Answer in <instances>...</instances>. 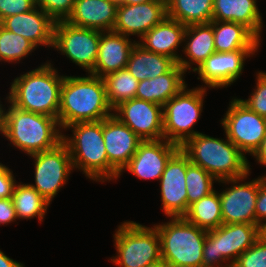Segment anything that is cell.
<instances>
[{"mask_svg": "<svg viewBox=\"0 0 266 267\" xmlns=\"http://www.w3.org/2000/svg\"><path fill=\"white\" fill-rule=\"evenodd\" d=\"M66 76L60 90L58 122L64 129L78 122L101 121L113 115L102 77Z\"/></svg>", "mask_w": 266, "mask_h": 267, "instance_id": "6da1fadb", "label": "cell"}, {"mask_svg": "<svg viewBox=\"0 0 266 267\" xmlns=\"http://www.w3.org/2000/svg\"><path fill=\"white\" fill-rule=\"evenodd\" d=\"M63 79L51 62L42 63L16 77L6 99L21 110L58 119Z\"/></svg>", "mask_w": 266, "mask_h": 267, "instance_id": "7a4b0ae2", "label": "cell"}, {"mask_svg": "<svg viewBox=\"0 0 266 267\" xmlns=\"http://www.w3.org/2000/svg\"><path fill=\"white\" fill-rule=\"evenodd\" d=\"M4 107L2 135L16 149L32 155L56 147L62 142L63 131L58 119L13 106Z\"/></svg>", "mask_w": 266, "mask_h": 267, "instance_id": "3957f363", "label": "cell"}, {"mask_svg": "<svg viewBox=\"0 0 266 267\" xmlns=\"http://www.w3.org/2000/svg\"><path fill=\"white\" fill-rule=\"evenodd\" d=\"M71 136L63 133L74 170L82 171L92 181L105 182L118 179V172L109 164L102 134V120L78 122L67 126Z\"/></svg>", "mask_w": 266, "mask_h": 267, "instance_id": "277c9868", "label": "cell"}, {"mask_svg": "<svg viewBox=\"0 0 266 267\" xmlns=\"http://www.w3.org/2000/svg\"><path fill=\"white\" fill-rule=\"evenodd\" d=\"M180 149L189 161L200 166L217 181L245 176L251 170L247 157L227 138L198 133Z\"/></svg>", "mask_w": 266, "mask_h": 267, "instance_id": "5b68a950", "label": "cell"}, {"mask_svg": "<svg viewBox=\"0 0 266 267\" xmlns=\"http://www.w3.org/2000/svg\"><path fill=\"white\" fill-rule=\"evenodd\" d=\"M160 237L161 259L172 267H202L206 230L184 217L153 225Z\"/></svg>", "mask_w": 266, "mask_h": 267, "instance_id": "8992f818", "label": "cell"}, {"mask_svg": "<svg viewBox=\"0 0 266 267\" xmlns=\"http://www.w3.org/2000/svg\"><path fill=\"white\" fill-rule=\"evenodd\" d=\"M113 236L117 254L109 260L118 267H147L161 259L160 237L154 226L126 220Z\"/></svg>", "mask_w": 266, "mask_h": 267, "instance_id": "52a82bcc", "label": "cell"}, {"mask_svg": "<svg viewBox=\"0 0 266 267\" xmlns=\"http://www.w3.org/2000/svg\"><path fill=\"white\" fill-rule=\"evenodd\" d=\"M259 238L260 226L256 224H222L208 231L204 241L202 267H232L237 257Z\"/></svg>", "mask_w": 266, "mask_h": 267, "instance_id": "ba28073f", "label": "cell"}, {"mask_svg": "<svg viewBox=\"0 0 266 267\" xmlns=\"http://www.w3.org/2000/svg\"><path fill=\"white\" fill-rule=\"evenodd\" d=\"M186 85L176 96L163 105L164 139L181 147L197 135L194 126L201 117L206 88L188 89Z\"/></svg>", "mask_w": 266, "mask_h": 267, "instance_id": "9c48e42d", "label": "cell"}, {"mask_svg": "<svg viewBox=\"0 0 266 267\" xmlns=\"http://www.w3.org/2000/svg\"><path fill=\"white\" fill-rule=\"evenodd\" d=\"M220 121L227 138L246 156H253L266 136V118L233 97Z\"/></svg>", "mask_w": 266, "mask_h": 267, "instance_id": "30bf717a", "label": "cell"}, {"mask_svg": "<svg viewBox=\"0 0 266 267\" xmlns=\"http://www.w3.org/2000/svg\"><path fill=\"white\" fill-rule=\"evenodd\" d=\"M29 156L34 161L35 170V184L30 185L51 204L74 170L69 149L62 141L52 149Z\"/></svg>", "mask_w": 266, "mask_h": 267, "instance_id": "8fae6325", "label": "cell"}, {"mask_svg": "<svg viewBox=\"0 0 266 267\" xmlns=\"http://www.w3.org/2000/svg\"><path fill=\"white\" fill-rule=\"evenodd\" d=\"M101 31L74 26L65 20L54 25L53 47L86 73L96 64Z\"/></svg>", "mask_w": 266, "mask_h": 267, "instance_id": "7c38bea8", "label": "cell"}, {"mask_svg": "<svg viewBox=\"0 0 266 267\" xmlns=\"http://www.w3.org/2000/svg\"><path fill=\"white\" fill-rule=\"evenodd\" d=\"M250 174L251 172L242 177L218 181L225 186L229 183L231 185L219 192L223 224H256L255 208L260 176L245 182Z\"/></svg>", "mask_w": 266, "mask_h": 267, "instance_id": "4fadbf2b", "label": "cell"}, {"mask_svg": "<svg viewBox=\"0 0 266 267\" xmlns=\"http://www.w3.org/2000/svg\"><path fill=\"white\" fill-rule=\"evenodd\" d=\"M191 162L179 148L168 160L160 177L162 210L168 218L184 217L187 213L186 172Z\"/></svg>", "mask_w": 266, "mask_h": 267, "instance_id": "5bb4252c", "label": "cell"}, {"mask_svg": "<svg viewBox=\"0 0 266 267\" xmlns=\"http://www.w3.org/2000/svg\"><path fill=\"white\" fill-rule=\"evenodd\" d=\"M259 49H241L232 52H214L195 71L206 88H226L235 83L244 70L247 58Z\"/></svg>", "mask_w": 266, "mask_h": 267, "instance_id": "9a60e30c", "label": "cell"}, {"mask_svg": "<svg viewBox=\"0 0 266 267\" xmlns=\"http://www.w3.org/2000/svg\"><path fill=\"white\" fill-rule=\"evenodd\" d=\"M113 115L143 141L164 138L163 106L159 104L133 98L118 105Z\"/></svg>", "mask_w": 266, "mask_h": 267, "instance_id": "2e32d148", "label": "cell"}, {"mask_svg": "<svg viewBox=\"0 0 266 267\" xmlns=\"http://www.w3.org/2000/svg\"><path fill=\"white\" fill-rule=\"evenodd\" d=\"M180 147L166 139L142 141L136 153L127 163V165L118 174L120 175L127 170L142 180H160L165 166L171 156Z\"/></svg>", "mask_w": 266, "mask_h": 267, "instance_id": "e0dca14e", "label": "cell"}, {"mask_svg": "<svg viewBox=\"0 0 266 267\" xmlns=\"http://www.w3.org/2000/svg\"><path fill=\"white\" fill-rule=\"evenodd\" d=\"M167 17V7L154 1L117 7L116 22L113 31L130 37L137 35L140 39L154 26Z\"/></svg>", "mask_w": 266, "mask_h": 267, "instance_id": "ac0fdd59", "label": "cell"}, {"mask_svg": "<svg viewBox=\"0 0 266 267\" xmlns=\"http://www.w3.org/2000/svg\"><path fill=\"white\" fill-rule=\"evenodd\" d=\"M102 134L108 162L120 173L143 140L115 115L102 120Z\"/></svg>", "mask_w": 266, "mask_h": 267, "instance_id": "d6986e66", "label": "cell"}, {"mask_svg": "<svg viewBox=\"0 0 266 267\" xmlns=\"http://www.w3.org/2000/svg\"><path fill=\"white\" fill-rule=\"evenodd\" d=\"M4 28L22 36L36 48L53 47L55 21L42 9H34L5 18L0 23Z\"/></svg>", "mask_w": 266, "mask_h": 267, "instance_id": "ffe728a7", "label": "cell"}, {"mask_svg": "<svg viewBox=\"0 0 266 267\" xmlns=\"http://www.w3.org/2000/svg\"><path fill=\"white\" fill-rule=\"evenodd\" d=\"M129 38L114 31H101L96 64L89 74L104 77L126 68L130 52L137 42Z\"/></svg>", "mask_w": 266, "mask_h": 267, "instance_id": "44dd1931", "label": "cell"}, {"mask_svg": "<svg viewBox=\"0 0 266 267\" xmlns=\"http://www.w3.org/2000/svg\"><path fill=\"white\" fill-rule=\"evenodd\" d=\"M118 4L108 0H75L66 22L102 32L113 31Z\"/></svg>", "mask_w": 266, "mask_h": 267, "instance_id": "7402d4cb", "label": "cell"}, {"mask_svg": "<svg viewBox=\"0 0 266 267\" xmlns=\"http://www.w3.org/2000/svg\"><path fill=\"white\" fill-rule=\"evenodd\" d=\"M186 28L187 26L179 21L166 17L144 34L137 43L148 51L168 56L178 63L182 54L179 55L177 50L184 44Z\"/></svg>", "mask_w": 266, "mask_h": 267, "instance_id": "603a6c76", "label": "cell"}, {"mask_svg": "<svg viewBox=\"0 0 266 267\" xmlns=\"http://www.w3.org/2000/svg\"><path fill=\"white\" fill-rule=\"evenodd\" d=\"M183 43L185 44L182 46V52L186 58L181 56L178 64L186 73L194 72L211 54L216 52L212 24L187 26Z\"/></svg>", "mask_w": 266, "mask_h": 267, "instance_id": "cb8c5ba5", "label": "cell"}, {"mask_svg": "<svg viewBox=\"0 0 266 267\" xmlns=\"http://www.w3.org/2000/svg\"><path fill=\"white\" fill-rule=\"evenodd\" d=\"M185 74L183 68L176 63L168 72L160 76L139 81L135 98L163 106L187 85Z\"/></svg>", "mask_w": 266, "mask_h": 267, "instance_id": "d4e9b609", "label": "cell"}, {"mask_svg": "<svg viewBox=\"0 0 266 267\" xmlns=\"http://www.w3.org/2000/svg\"><path fill=\"white\" fill-rule=\"evenodd\" d=\"M212 21L243 24L259 39L264 27L257 0H214Z\"/></svg>", "mask_w": 266, "mask_h": 267, "instance_id": "484cf974", "label": "cell"}, {"mask_svg": "<svg viewBox=\"0 0 266 267\" xmlns=\"http://www.w3.org/2000/svg\"><path fill=\"white\" fill-rule=\"evenodd\" d=\"M216 52H232L241 49H260L259 39L249 28L240 23L211 21Z\"/></svg>", "mask_w": 266, "mask_h": 267, "instance_id": "4316f807", "label": "cell"}, {"mask_svg": "<svg viewBox=\"0 0 266 267\" xmlns=\"http://www.w3.org/2000/svg\"><path fill=\"white\" fill-rule=\"evenodd\" d=\"M175 64L170 57L148 51L136 42L126 68L138 81H142L168 72Z\"/></svg>", "mask_w": 266, "mask_h": 267, "instance_id": "83f0119b", "label": "cell"}, {"mask_svg": "<svg viewBox=\"0 0 266 267\" xmlns=\"http://www.w3.org/2000/svg\"><path fill=\"white\" fill-rule=\"evenodd\" d=\"M11 198L17 219H26L27 221L38 217L40 223L43 222L50 203L30 183L16 182Z\"/></svg>", "mask_w": 266, "mask_h": 267, "instance_id": "f1b7e54d", "label": "cell"}, {"mask_svg": "<svg viewBox=\"0 0 266 267\" xmlns=\"http://www.w3.org/2000/svg\"><path fill=\"white\" fill-rule=\"evenodd\" d=\"M184 218L199 227L211 231L223 224L219 191L214 190L189 206Z\"/></svg>", "mask_w": 266, "mask_h": 267, "instance_id": "f546056e", "label": "cell"}, {"mask_svg": "<svg viewBox=\"0 0 266 267\" xmlns=\"http://www.w3.org/2000/svg\"><path fill=\"white\" fill-rule=\"evenodd\" d=\"M214 0H171L167 17L185 26L212 21Z\"/></svg>", "mask_w": 266, "mask_h": 267, "instance_id": "4dcf8cb0", "label": "cell"}, {"mask_svg": "<svg viewBox=\"0 0 266 267\" xmlns=\"http://www.w3.org/2000/svg\"><path fill=\"white\" fill-rule=\"evenodd\" d=\"M102 78L107 100L113 110L121 103L135 98L139 81L127 68L111 72Z\"/></svg>", "mask_w": 266, "mask_h": 267, "instance_id": "1f68e13d", "label": "cell"}, {"mask_svg": "<svg viewBox=\"0 0 266 267\" xmlns=\"http://www.w3.org/2000/svg\"><path fill=\"white\" fill-rule=\"evenodd\" d=\"M35 49L37 48L27 39L14 34L0 24V62L19 63L32 55Z\"/></svg>", "mask_w": 266, "mask_h": 267, "instance_id": "d6a6232c", "label": "cell"}, {"mask_svg": "<svg viewBox=\"0 0 266 267\" xmlns=\"http://www.w3.org/2000/svg\"><path fill=\"white\" fill-rule=\"evenodd\" d=\"M218 182L212 175L200 166L190 163L186 172L187 212L189 206L209 195L215 189L213 184Z\"/></svg>", "mask_w": 266, "mask_h": 267, "instance_id": "836d02e7", "label": "cell"}, {"mask_svg": "<svg viewBox=\"0 0 266 267\" xmlns=\"http://www.w3.org/2000/svg\"><path fill=\"white\" fill-rule=\"evenodd\" d=\"M256 86L248 99L239 100L251 111L266 118V71L256 72Z\"/></svg>", "mask_w": 266, "mask_h": 267, "instance_id": "e575fe53", "label": "cell"}, {"mask_svg": "<svg viewBox=\"0 0 266 267\" xmlns=\"http://www.w3.org/2000/svg\"><path fill=\"white\" fill-rule=\"evenodd\" d=\"M232 267H266V241L260 237L237 257Z\"/></svg>", "mask_w": 266, "mask_h": 267, "instance_id": "d590c367", "label": "cell"}, {"mask_svg": "<svg viewBox=\"0 0 266 267\" xmlns=\"http://www.w3.org/2000/svg\"><path fill=\"white\" fill-rule=\"evenodd\" d=\"M75 0H35V6L42 9L55 22L66 20L71 14Z\"/></svg>", "mask_w": 266, "mask_h": 267, "instance_id": "8d00e7d4", "label": "cell"}, {"mask_svg": "<svg viewBox=\"0 0 266 267\" xmlns=\"http://www.w3.org/2000/svg\"><path fill=\"white\" fill-rule=\"evenodd\" d=\"M35 0H0V23L7 17L34 9Z\"/></svg>", "mask_w": 266, "mask_h": 267, "instance_id": "74e56055", "label": "cell"}, {"mask_svg": "<svg viewBox=\"0 0 266 267\" xmlns=\"http://www.w3.org/2000/svg\"><path fill=\"white\" fill-rule=\"evenodd\" d=\"M13 171L0 162V198H11L16 184Z\"/></svg>", "mask_w": 266, "mask_h": 267, "instance_id": "f35d334b", "label": "cell"}, {"mask_svg": "<svg viewBox=\"0 0 266 267\" xmlns=\"http://www.w3.org/2000/svg\"><path fill=\"white\" fill-rule=\"evenodd\" d=\"M256 225L261 226L266 222V175L260 176V186L256 199Z\"/></svg>", "mask_w": 266, "mask_h": 267, "instance_id": "ab89813d", "label": "cell"}, {"mask_svg": "<svg viewBox=\"0 0 266 267\" xmlns=\"http://www.w3.org/2000/svg\"><path fill=\"white\" fill-rule=\"evenodd\" d=\"M17 220L12 198H0V225H8Z\"/></svg>", "mask_w": 266, "mask_h": 267, "instance_id": "60d3db41", "label": "cell"}, {"mask_svg": "<svg viewBox=\"0 0 266 267\" xmlns=\"http://www.w3.org/2000/svg\"><path fill=\"white\" fill-rule=\"evenodd\" d=\"M0 267H25L21 262H17L12 258L8 257L1 249H0Z\"/></svg>", "mask_w": 266, "mask_h": 267, "instance_id": "b9f144b4", "label": "cell"}, {"mask_svg": "<svg viewBox=\"0 0 266 267\" xmlns=\"http://www.w3.org/2000/svg\"><path fill=\"white\" fill-rule=\"evenodd\" d=\"M253 157L257 160V163L266 166V136L262 141L260 148L255 152Z\"/></svg>", "mask_w": 266, "mask_h": 267, "instance_id": "7bdbcfd3", "label": "cell"}, {"mask_svg": "<svg viewBox=\"0 0 266 267\" xmlns=\"http://www.w3.org/2000/svg\"><path fill=\"white\" fill-rule=\"evenodd\" d=\"M147 267H172V266L165 260L160 259L157 262L149 264Z\"/></svg>", "mask_w": 266, "mask_h": 267, "instance_id": "ee69618b", "label": "cell"}, {"mask_svg": "<svg viewBox=\"0 0 266 267\" xmlns=\"http://www.w3.org/2000/svg\"><path fill=\"white\" fill-rule=\"evenodd\" d=\"M150 0H122L120 4L136 5Z\"/></svg>", "mask_w": 266, "mask_h": 267, "instance_id": "f6af8a7d", "label": "cell"}, {"mask_svg": "<svg viewBox=\"0 0 266 267\" xmlns=\"http://www.w3.org/2000/svg\"><path fill=\"white\" fill-rule=\"evenodd\" d=\"M4 106L3 104H1V100H0V133L2 134L3 131V114H4Z\"/></svg>", "mask_w": 266, "mask_h": 267, "instance_id": "bcb514c9", "label": "cell"}, {"mask_svg": "<svg viewBox=\"0 0 266 267\" xmlns=\"http://www.w3.org/2000/svg\"><path fill=\"white\" fill-rule=\"evenodd\" d=\"M260 237L266 241V222L260 226Z\"/></svg>", "mask_w": 266, "mask_h": 267, "instance_id": "7dc6e473", "label": "cell"}, {"mask_svg": "<svg viewBox=\"0 0 266 267\" xmlns=\"http://www.w3.org/2000/svg\"><path fill=\"white\" fill-rule=\"evenodd\" d=\"M150 1L158 2V3L163 4L164 6L168 7L171 0H150Z\"/></svg>", "mask_w": 266, "mask_h": 267, "instance_id": "c3c4849f", "label": "cell"}, {"mask_svg": "<svg viewBox=\"0 0 266 267\" xmlns=\"http://www.w3.org/2000/svg\"><path fill=\"white\" fill-rule=\"evenodd\" d=\"M108 1H111V2H114V3L118 4V5H120L122 0H108Z\"/></svg>", "mask_w": 266, "mask_h": 267, "instance_id": "681fc988", "label": "cell"}]
</instances>
